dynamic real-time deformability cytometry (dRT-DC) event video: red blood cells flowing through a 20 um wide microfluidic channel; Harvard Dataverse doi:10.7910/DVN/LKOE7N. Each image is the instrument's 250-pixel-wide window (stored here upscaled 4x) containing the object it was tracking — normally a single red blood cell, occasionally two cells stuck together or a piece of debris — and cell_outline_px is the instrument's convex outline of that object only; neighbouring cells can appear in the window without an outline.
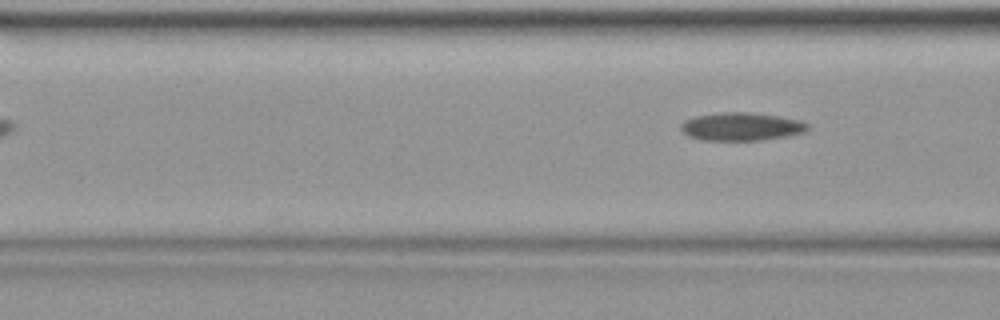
{"species": "common noctule bat (a hibernating species)", "species_latin": "Nyctalus noctula", "temperature_condition": "warm", "stored_images_in_passage": 6, "camera_frame_rate_fps": 3000, "um_per_image_px": 0.085, "animal": {"sex": "female", "body_mass_g": 19.9}, "frame": {"image": 1, "passage_image": 6, "time_ms": 1.667, "image_size_px": [1000, 320], "cell_outline_px": [[808, 128], [804, 132], [788, 136], [760, 140], [700, 140], [688, 136], [680, 128], [680, 124], [684, 120], [696, 116], [720, 112], [748, 112], [776, 116], [800, 120], [808, 124]], "centroid_in_image_um": [62.98, 10.76], "position_along_channel_um": 103.6, "area_um2": 20.69}}